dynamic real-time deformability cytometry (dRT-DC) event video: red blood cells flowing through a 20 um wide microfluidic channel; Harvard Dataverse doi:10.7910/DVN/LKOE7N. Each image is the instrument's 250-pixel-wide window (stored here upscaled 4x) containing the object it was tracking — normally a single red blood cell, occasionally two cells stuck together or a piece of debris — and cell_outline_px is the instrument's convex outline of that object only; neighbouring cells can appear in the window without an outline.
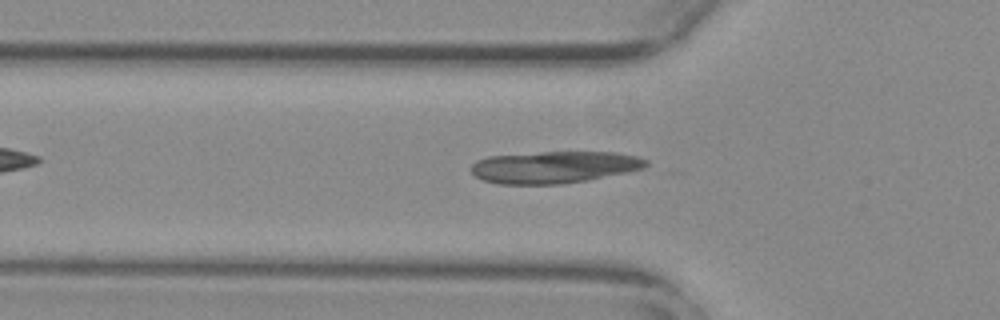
{"species": "common noctule bat (a hibernating species)", "species_latin": "Nyctalus noctula", "temperature_condition": "warm", "stored_images_in_passage": 46, "camera_frame_rate_fps": 3000, "um_per_image_px": 0.085, "animal": {"sex": "female", "body_mass_g": 29.2, "forearm_length_mm": 56.3}, "frame": {"image": 1, "passage_image": 10, "time_ms": 3.0, "image_size_px": [1000, 320], "cell_outline_px": [[648, 164], [644, 168], [588, 180], [560, 184], [500, 184], [484, 180], [476, 176], [472, 172], [472, 164], [476, 160], [488, 156], [540, 152], [616, 152], [636, 156], [648, 160]], "centroid_in_image_um": [47.11, 14.2], "position_along_channel_um": 78.7, "area_um2": 32.48}}
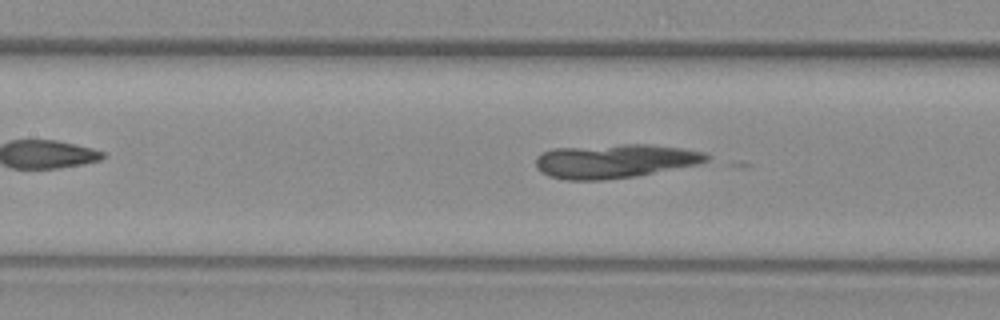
{"frame": {"image": 2, "passage_image": 16, "time_ms": 5.0, "image_size_px": [1000, 320], "cell_outline_px": [[712, 156], [708, 160], [700, 164], [636, 176], [604, 180], [568, 180], [548, 176], [540, 172], [536, 168], [536, 156], [552, 148], [620, 144], [648, 144], [680, 148], [704, 152]], "centroid_in_image_um": [52.25, 13.69], "position_along_channel_um": 155.2, "area_um2": 34.1}}
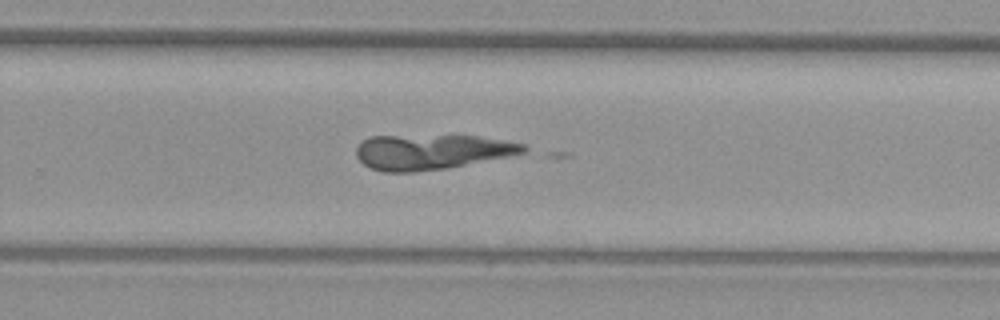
{"frame": {"image": 3, "passage_image": 27, "time_ms": 8.667, "image_size_px": [1000, 320], "cell_outline_px": [[528, 148], [524, 152], [512, 156], [448, 168], [416, 172], [384, 172], [372, 168], [364, 164], [356, 156], [356, 148], [368, 136], [476, 136], [524, 144]], "centroid_in_image_um": [36.69, 12.92], "position_along_channel_um": 293.1, "area_um2": 34.04}}